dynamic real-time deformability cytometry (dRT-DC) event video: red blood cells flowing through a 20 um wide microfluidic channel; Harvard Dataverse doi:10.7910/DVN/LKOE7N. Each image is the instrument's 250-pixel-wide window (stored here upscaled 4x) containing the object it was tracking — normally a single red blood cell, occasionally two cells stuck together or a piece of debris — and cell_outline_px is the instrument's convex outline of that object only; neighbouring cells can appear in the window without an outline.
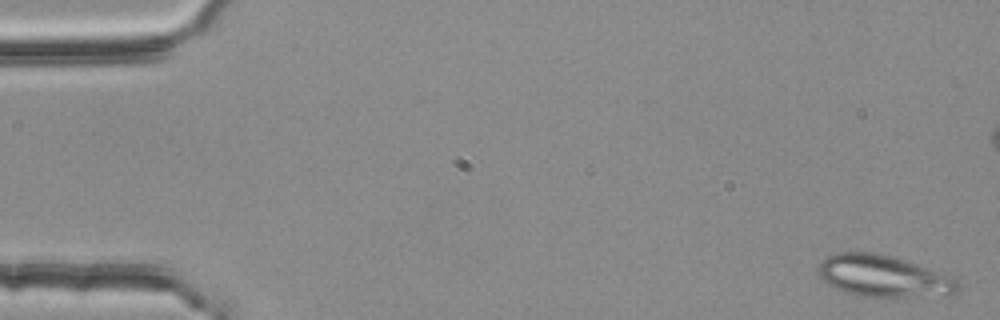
{"species": "common noctule bat (a hibernating species)", "species_latin": "Nyctalus noctula", "temperature_condition": "room temperature", "stored_images_in_passage": 54, "segment_of_instrument_passage": [1, 2], "camera_frame_rate_fps": 3000, "um_per_image_px": 0.085, "animal": {"sex": "female", "body_mass_g": 25.1}, "frame": {"image": 1, "passage_image": 2, "time_ms": 0.333, "image_size_px": [1000, 320], "cell_outline_px": [[960, 288], [952, 292], [920, 296], [856, 296], [844, 292], [828, 284], [816, 272], [816, 268], [820, 260], [836, 252], [876, 252], [892, 256], [948, 272], [960, 284]], "centroid_in_image_um": [75.06, 23.43], "position_along_channel_um": 9.9, "area_um2": 34.16}}